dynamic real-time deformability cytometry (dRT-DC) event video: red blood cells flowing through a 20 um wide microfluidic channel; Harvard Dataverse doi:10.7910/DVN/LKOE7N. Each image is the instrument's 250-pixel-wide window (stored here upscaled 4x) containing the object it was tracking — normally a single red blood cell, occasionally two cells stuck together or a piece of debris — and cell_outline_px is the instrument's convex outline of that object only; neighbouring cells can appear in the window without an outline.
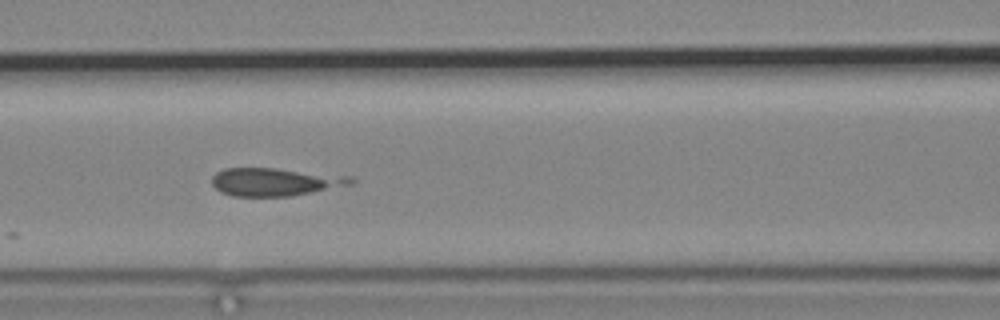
{"species": "common noctule bat (a hibernating species)", "species_latin": "Nyctalus noctula", "temperature_condition": "cold", "stored_images_in_passage": 6, "camera_frame_rate_fps": 3000, "um_per_image_px": 0.085, "animal": {"sex": "male", "body_mass_g": 19.2, "forearm_length_mm": 51.8}, "frame": {"image": 1, "passage_image": 5, "time_ms": 6.333, "image_size_px": [1000, 320], "cell_outline_px": [[356, 180], [352, 184], [292, 196], [232, 196], [220, 192], [212, 184], [212, 176], [216, 172], [224, 168], [276, 168], [352, 176]], "centroid_in_image_um": [23.37, 15.45], "position_along_channel_um": 143.2, "area_um2": 22.72}}
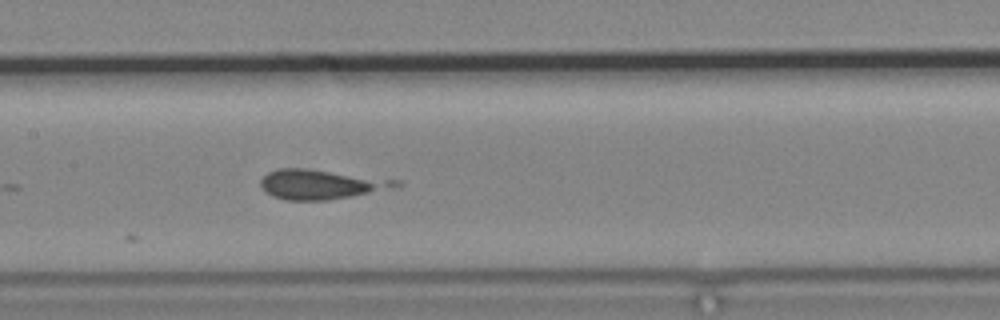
{"frame": {"image": 2, "passage_image": 6, "time_ms": 7.333, "image_size_px": [1000, 320], "cell_outline_px": [[404, 184], [352, 196], [328, 200], [284, 200], [272, 196], [264, 192], [260, 188], [260, 180], [268, 172], [280, 168], [304, 168], [400, 180]], "centroid_in_image_um": [27.19, 15.67], "position_along_channel_um": 180.2, "area_um2": 23.18}}